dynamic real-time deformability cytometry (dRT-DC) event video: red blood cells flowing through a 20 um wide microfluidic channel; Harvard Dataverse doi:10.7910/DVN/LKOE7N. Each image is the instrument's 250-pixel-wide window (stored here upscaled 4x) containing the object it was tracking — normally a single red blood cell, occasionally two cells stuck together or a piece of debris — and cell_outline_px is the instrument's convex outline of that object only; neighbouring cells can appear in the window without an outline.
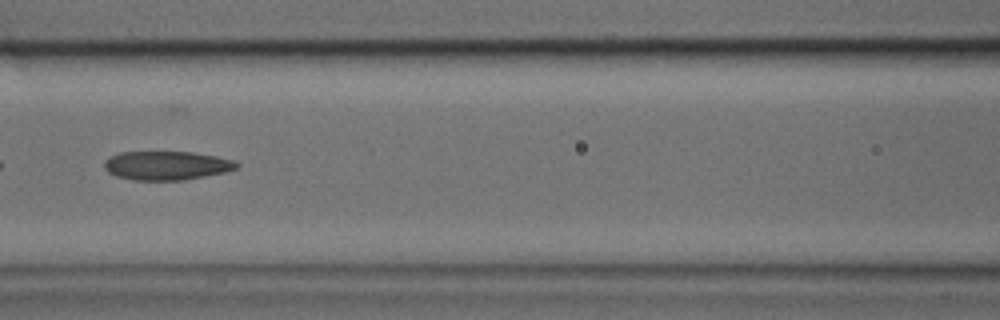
{"species": "common noctule bat (a hibernating species)", "species_latin": "Nyctalus noctula", "temperature_condition": "cold", "stored_images_in_passage": 31, "camera_frame_rate_fps": 3000, "um_per_image_px": 0.085, "animal": {"sex": "male", "body_mass_g": 17.9, "forearm_length_mm": 54.2}, "frame": {"image": 1, "passage_image": 9, "time_ms": 2.667, "image_size_px": [1000, 320], "cell_outline_px": [[240, 164], [236, 168], [224, 172], [184, 180], [132, 180], [116, 176], [108, 172], [104, 168], [104, 160], [120, 152], [192, 152], [216, 156], [236, 160]], "centroid_in_image_um": [14.16, 14.07], "position_along_channel_um": 152.4, "area_um2": 22.25}}